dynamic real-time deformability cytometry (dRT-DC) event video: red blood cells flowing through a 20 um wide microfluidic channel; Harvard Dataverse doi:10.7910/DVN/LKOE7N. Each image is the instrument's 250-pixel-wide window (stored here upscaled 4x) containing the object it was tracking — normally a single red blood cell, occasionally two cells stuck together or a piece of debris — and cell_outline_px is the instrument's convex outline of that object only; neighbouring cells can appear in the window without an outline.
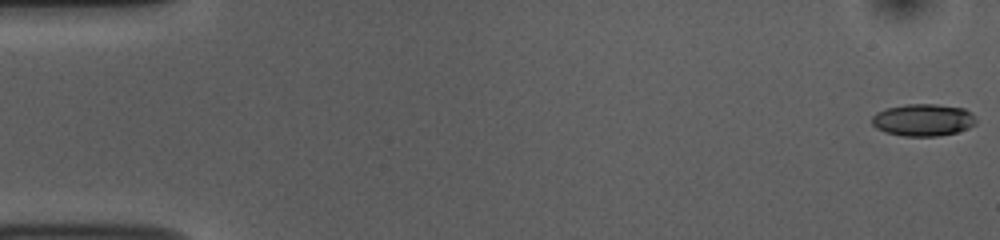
{"species": "common noctule bat (a hibernating species)", "species_latin": "Nyctalus noctula", "temperature_condition": "room temperature", "stored_images_in_passage": 54, "camera_frame_rate_fps": 3000, "um_per_image_px": 0.085, "animal": {"sex": "female", "body_mass_g": 10.0, "forearm_length_mm": 53.1}, "frame": {"image": 1, "passage_image": 1, "time_ms": 0.0, "image_size_px": [1000, 240], "cell_outline_px": [[976, 124], [968, 128], [956, 132], [936, 136], [904, 136], [884, 132], [876, 128], [872, 124], [872, 116], [876, 112], [884, 108], [904, 104], [936, 104], [964, 108], [972, 112], [976, 116]], "centroid_in_image_um": [78.46, 10.18], "position_along_channel_um": 6.5, "area_um2": 19.77}}
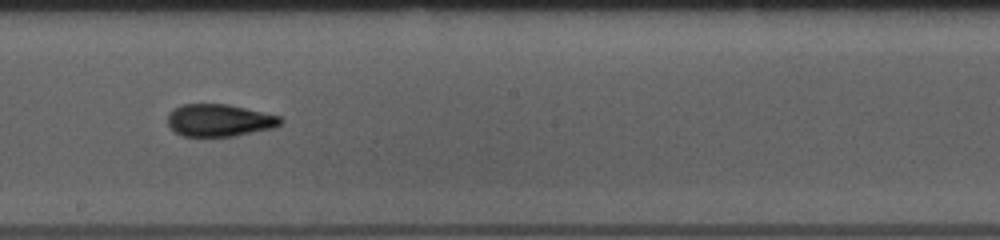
{"frame": {"image": 2, "passage_image": 30, "time_ms": 9.667, "image_size_px": [1000, 240], "cell_outline_px": [[284, 120], [280, 124], [272, 128], [232, 136], [184, 136], [176, 132], [168, 124], [168, 112], [172, 108], [184, 104], [228, 104], [280, 116]], "centroid_in_image_um": [18.62, 10.21], "position_along_channel_um": 229.6, "area_um2": 21.1}}
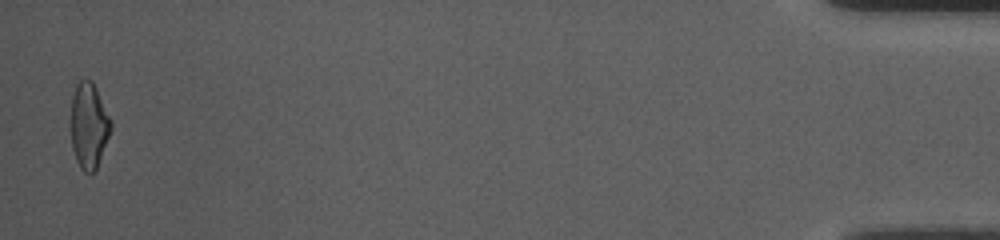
{"frame": {"image": 3, "passage_image": 53, "time_ms": 17.333, "image_size_px": [1000, 240], "cell_outline_px": [[112, 128], [96, 168], [92, 172], [84, 172], [80, 168], [76, 160], [72, 148], [72, 96], [76, 84], [80, 80], [92, 80], [112, 120]], "centroid_in_image_um": [7.57, 10.66], "position_along_channel_um": 427.6, "area_um2": 19.71}, "authors_computed_cell_mechanics": {"area_um2": 20.4612, "velocity_mm_per_s": 3.7647, "shape_relaxation_time_tau1_ms": 6.402, "shape_relaxation_time_tau2_ms": 2.7466, "deformation_change_tau1": 0.1767, "deformation_change_tau2": 0.096}}